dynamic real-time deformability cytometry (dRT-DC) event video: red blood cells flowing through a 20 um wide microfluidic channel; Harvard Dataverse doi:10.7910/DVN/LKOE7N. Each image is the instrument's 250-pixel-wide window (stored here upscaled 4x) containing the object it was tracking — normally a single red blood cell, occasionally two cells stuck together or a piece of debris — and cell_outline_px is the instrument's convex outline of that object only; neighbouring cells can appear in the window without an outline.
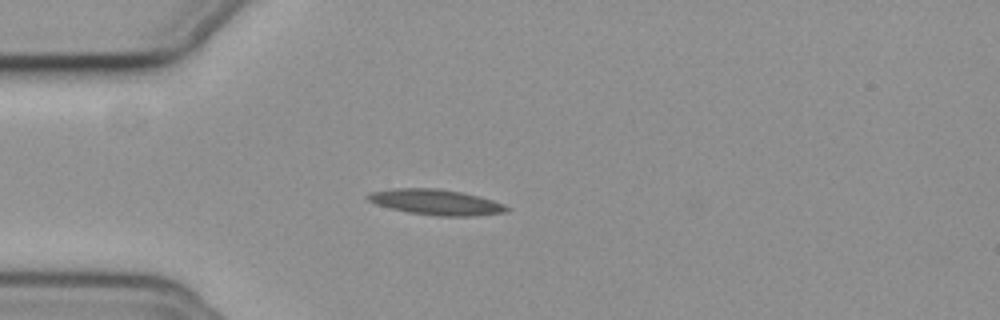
{"species": "common noctule bat (a hibernating species)", "species_latin": "Nyctalus noctula", "temperature_condition": "cold", "stored_images_in_passage": 42, "camera_frame_rate_fps": 3000, "um_per_image_px": 0.085, "animal": {"sex": "female", "body_mass_g": 19.3, "forearm_length_mm": 54.1}, "frame": {"image": 1, "passage_image": 1, "time_ms": 0.0, "image_size_px": [1000, 320], "cell_outline_px": [[512, 208], [508, 212], [472, 216], [436, 216], [408, 212], [376, 204], [368, 200], [364, 196], [368, 192], [396, 188], [436, 188], [460, 192], [492, 200], [504, 204]], "centroid_in_image_um": [37.06, 17.18], "position_along_channel_um": 47.9, "area_um2": 20.63}}
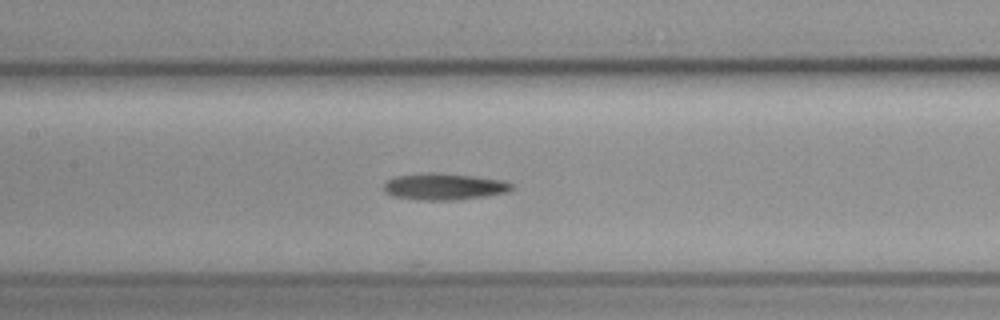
{"frame": {"image": 2, "passage_image": 12, "time_ms": 3.667, "image_size_px": [1000, 320], "cell_outline_px": [[516, 188], [508, 192], [488, 196], [460, 200], [416, 200], [392, 196], [384, 192], [384, 184], [388, 180], [396, 176], [428, 172], [472, 176], [504, 180], [512, 184]], "centroid_in_image_um": [37.78, 15.88], "position_along_channel_um": 169.6, "area_um2": 20.06}}
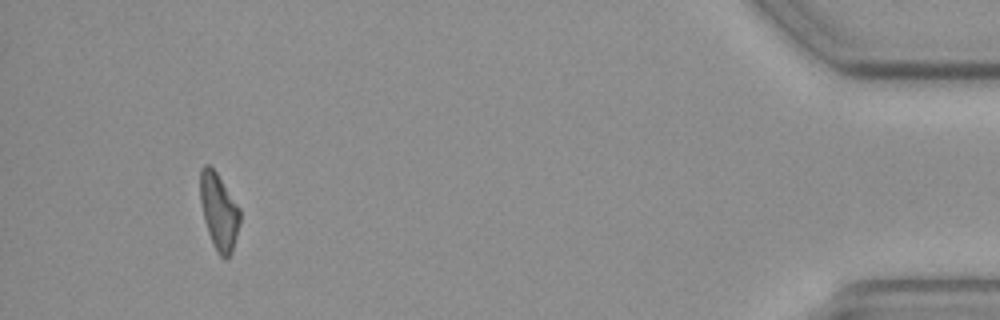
{"frame": {"image": 3, "passage_image": 38, "time_ms": 12.333, "image_size_px": [1000, 320], "cell_outline_px": [[240, 224], [232, 252], [228, 260], [224, 260], [216, 252], [212, 244], [204, 220], [200, 200], [200, 168], [204, 164], [208, 164], [216, 172], [240, 208]], "centroid_in_image_um": [18.61, 18.02], "position_along_channel_um": 416.6, "area_um2": 17.92}}